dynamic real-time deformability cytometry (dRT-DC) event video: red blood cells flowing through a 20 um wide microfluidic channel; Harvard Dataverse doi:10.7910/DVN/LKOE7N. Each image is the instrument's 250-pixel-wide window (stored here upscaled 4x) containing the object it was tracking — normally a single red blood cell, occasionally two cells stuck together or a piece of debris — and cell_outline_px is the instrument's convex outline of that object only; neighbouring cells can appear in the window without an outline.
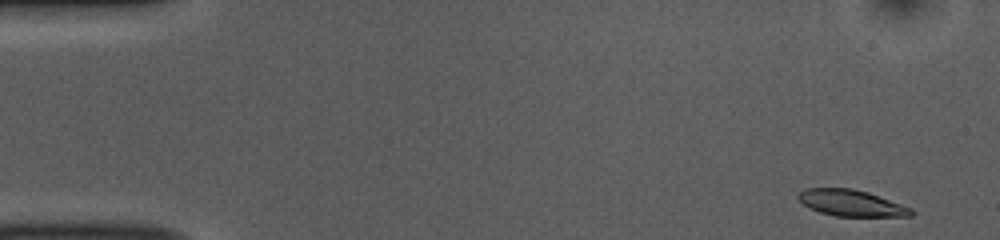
{"species": "common noctule bat (a hibernating species)", "species_latin": "Nyctalus noctula", "temperature_condition": "room temperature", "stored_images_in_passage": 50, "camera_frame_rate_fps": 3000, "um_per_image_px": 0.085, "animal": {"sex": "female", "body_mass_g": 10.0, "forearm_length_mm": 53.1}, "frame": {"image": 1, "passage_image": 1, "time_ms": 0.0, "image_size_px": [1000, 240], "cell_outline_px": [[916, 212], [912, 216], [836, 216], [820, 212], [804, 204], [796, 196], [800, 192], [808, 188], [852, 188], [868, 192], [912, 208]], "centroid_in_image_um": [72.4, 17.26], "position_along_channel_um": 12.6, "area_um2": 17.17}}
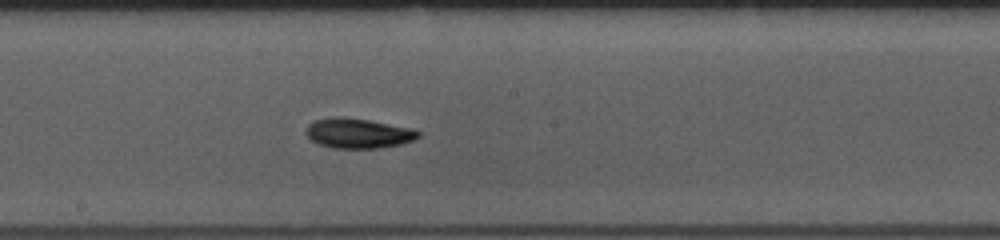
{"frame": {"image": 2, "passage_image": 26, "time_ms": 8.333, "image_size_px": [1000, 240], "cell_outline_px": [[420, 136], [412, 140], [400, 144], [380, 148], [332, 148], [320, 144], [312, 140], [304, 132], [308, 124], [312, 120], [336, 116], [344, 116], [368, 120], [412, 128], [420, 132]], "centroid_in_image_um": [30.41, 11.31], "position_along_channel_um": 217.8, "area_um2": 19.65}}
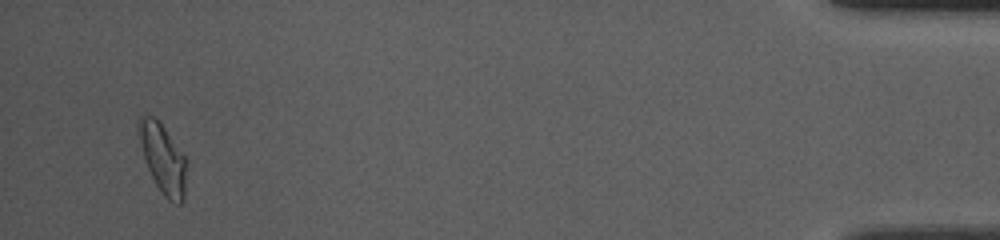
{"frame": {"image": 3, "passage_image": 48, "time_ms": 15.667, "image_size_px": [1000, 240], "cell_outline_px": [[188, 160], [184, 200], [180, 204], [176, 204], [168, 200], [164, 196], [156, 184], [148, 168], [144, 156], [136, 124], [136, 120], [140, 116], [152, 116], [164, 128]], "centroid_in_image_um": [13.88, 13.51], "position_along_channel_um": 421.3, "area_um2": 19.25}, "authors_computed_cell_mechanics": {"area_um2": 18.6983, "velocity_mm_per_s": 3.8355, "shape_relaxation_time_tau1_ms": 4.2376, "shape_relaxation_time_tau2_ms": 9.6968, "deformation_change_tau1": 0.152, "deformation_change_tau2": 0.1984}}